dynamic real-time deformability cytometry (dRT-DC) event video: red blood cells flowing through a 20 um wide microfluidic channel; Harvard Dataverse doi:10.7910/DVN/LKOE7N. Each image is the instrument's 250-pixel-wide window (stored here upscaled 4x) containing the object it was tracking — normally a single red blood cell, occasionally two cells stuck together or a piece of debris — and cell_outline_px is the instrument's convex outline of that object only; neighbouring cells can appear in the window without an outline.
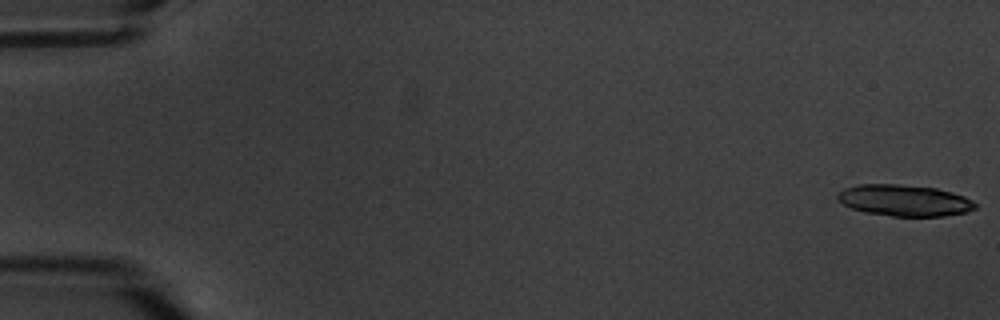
{"species": "common noctule bat (a hibernating species)", "species_latin": "Nyctalus noctula", "temperature_condition": "warm", "stored_images_in_passage": 4, "camera_frame_rate_fps": 3000, "um_per_image_px": 0.085, "animal": {"sex": "male", "body_mass_g": 20.1, "forearm_length_mm": 53.5}, "frame": {"image": 1, "passage_image": 1, "time_ms": 0.0, "image_size_px": [1000, 320], "cell_outline_px": [[976, 208], [964, 212], [944, 216], [892, 216], [864, 212], [852, 208], [844, 204], [836, 196], [844, 188], [860, 184], [896, 184], [936, 188], [952, 192], [964, 196], [972, 200], [976, 204]], "centroid_in_image_um": [76.88, 17.03], "position_along_channel_um": 8.1, "area_um2": 24.97}}